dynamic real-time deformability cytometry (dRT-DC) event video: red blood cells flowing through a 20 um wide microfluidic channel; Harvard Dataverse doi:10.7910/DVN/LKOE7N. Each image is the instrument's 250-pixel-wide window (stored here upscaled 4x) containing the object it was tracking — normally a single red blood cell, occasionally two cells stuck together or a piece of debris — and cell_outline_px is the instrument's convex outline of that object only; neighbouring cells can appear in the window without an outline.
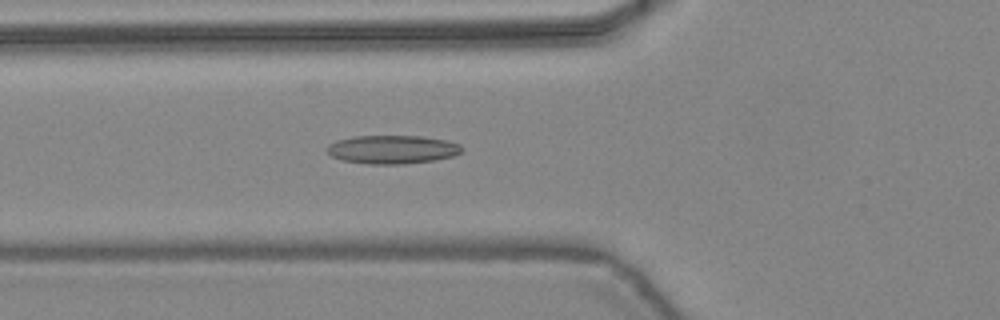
{"species": "common noctule bat (a hibernating species)", "species_latin": "Nyctalus noctula", "temperature_condition": "warm", "stored_images_in_passage": 43, "camera_frame_rate_fps": 3000, "um_per_image_px": 0.085, "animal": {"sex": "female", "body_mass_g": 24.6, "forearm_length_mm": 56.2}, "frame": {"image": 1, "passage_image": 17, "time_ms": 5.333, "image_size_px": [1000, 320], "cell_outline_px": [[464, 148], [460, 152], [452, 156], [436, 160], [404, 164], [368, 164], [344, 160], [332, 156], [324, 148], [328, 144], [336, 140], [352, 136], [424, 136], [448, 140], [460, 144]], "centroid_in_image_um": [33.35, 12.69], "position_along_channel_um": 92.4, "area_um2": 22.6}}
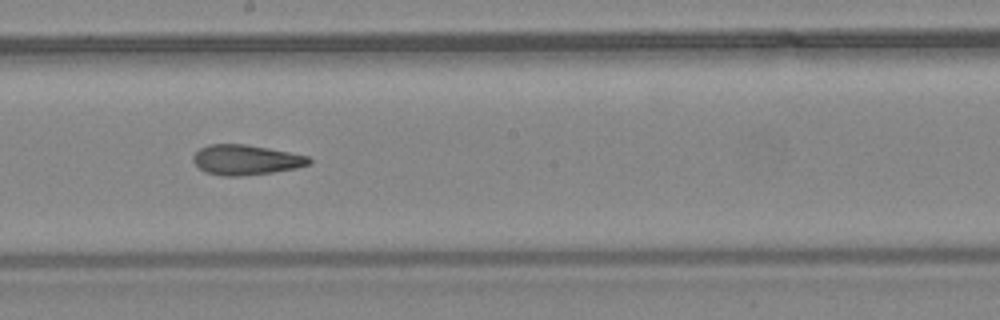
{"frame": {"image": 2, "passage_image": 26, "time_ms": 8.333, "image_size_px": [1000, 320], "cell_outline_px": [[312, 160], [308, 164], [296, 168], [272, 172], [240, 176], [220, 176], [204, 172], [192, 160], [192, 156], [200, 148], [208, 144], [244, 144], [268, 148], [308, 156]], "centroid_in_image_um": [20.86, 13.59], "position_along_channel_um": 227.3, "area_um2": 20.23}}
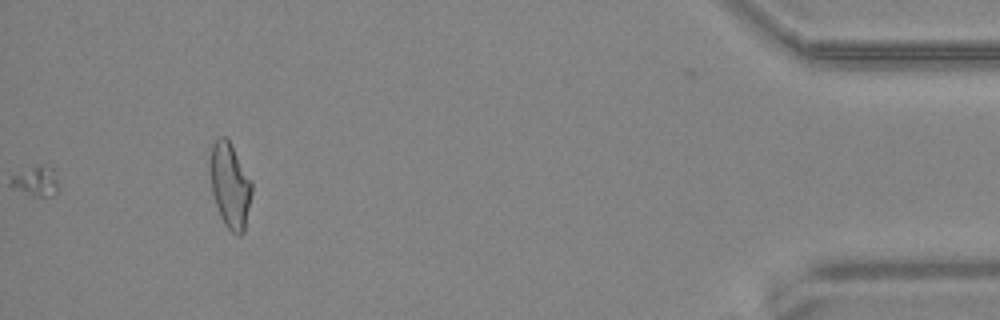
{"frame": {"image": 3, "passage_image": 43, "time_ms": 14.0, "image_size_px": [1000, 320], "cell_outline_px": [[252, 192], [244, 232], [240, 236], [236, 236], [224, 224], [220, 216], [212, 192], [212, 144], [220, 136], [224, 136], [228, 140], [252, 180]], "centroid_in_image_um": [19.59, 15.83], "position_along_channel_um": 415.6, "area_um2": 20.17}, "authors_computed_cell_mechanics": {"area_um2": 20.4612, "velocity_mm_per_s": 4.4615, "shape_relaxation_time_tau1_ms": null, "shape_relaxation_time_tau2_ms": 3.4126, "deformation_change_tau1": null, "deformation_change_tau2": 0.1374}}